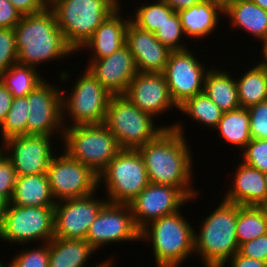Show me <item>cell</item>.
<instances>
[{"label": "cell", "instance_id": "obj_51", "mask_svg": "<svg viewBox=\"0 0 267 267\" xmlns=\"http://www.w3.org/2000/svg\"><path fill=\"white\" fill-rule=\"evenodd\" d=\"M255 4L264 10H267V0H252Z\"/></svg>", "mask_w": 267, "mask_h": 267}, {"label": "cell", "instance_id": "obj_17", "mask_svg": "<svg viewBox=\"0 0 267 267\" xmlns=\"http://www.w3.org/2000/svg\"><path fill=\"white\" fill-rule=\"evenodd\" d=\"M51 136L21 135L12 136L2 142L4 153L13 163L18 176L44 174L52 158Z\"/></svg>", "mask_w": 267, "mask_h": 267}, {"label": "cell", "instance_id": "obj_43", "mask_svg": "<svg viewBox=\"0 0 267 267\" xmlns=\"http://www.w3.org/2000/svg\"><path fill=\"white\" fill-rule=\"evenodd\" d=\"M21 13V15H34L47 8L42 0H8Z\"/></svg>", "mask_w": 267, "mask_h": 267}, {"label": "cell", "instance_id": "obj_9", "mask_svg": "<svg viewBox=\"0 0 267 267\" xmlns=\"http://www.w3.org/2000/svg\"><path fill=\"white\" fill-rule=\"evenodd\" d=\"M76 79L71 92L62 91L63 124L66 117L72 118L64 127L74 125L103 124L110 102V94L86 68ZM68 116H67V114ZM64 119L65 122H64ZM68 125V126H67Z\"/></svg>", "mask_w": 267, "mask_h": 267}, {"label": "cell", "instance_id": "obj_7", "mask_svg": "<svg viewBox=\"0 0 267 267\" xmlns=\"http://www.w3.org/2000/svg\"><path fill=\"white\" fill-rule=\"evenodd\" d=\"M156 118L139 110L124 95L112 96L106 111L105 126L122 149H138L154 140L168 126H155Z\"/></svg>", "mask_w": 267, "mask_h": 267}, {"label": "cell", "instance_id": "obj_37", "mask_svg": "<svg viewBox=\"0 0 267 267\" xmlns=\"http://www.w3.org/2000/svg\"><path fill=\"white\" fill-rule=\"evenodd\" d=\"M18 63L16 34L12 28H0V75Z\"/></svg>", "mask_w": 267, "mask_h": 267}, {"label": "cell", "instance_id": "obj_32", "mask_svg": "<svg viewBox=\"0 0 267 267\" xmlns=\"http://www.w3.org/2000/svg\"><path fill=\"white\" fill-rule=\"evenodd\" d=\"M267 234V220L256 206L238 205L236 238L238 245Z\"/></svg>", "mask_w": 267, "mask_h": 267}, {"label": "cell", "instance_id": "obj_48", "mask_svg": "<svg viewBox=\"0 0 267 267\" xmlns=\"http://www.w3.org/2000/svg\"><path fill=\"white\" fill-rule=\"evenodd\" d=\"M256 207L260 210L263 217L267 220V198L261 201Z\"/></svg>", "mask_w": 267, "mask_h": 267}, {"label": "cell", "instance_id": "obj_53", "mask_svg": "<svg viewBox=\"0 0 267 267\" xmlns=\"http://www.w3.org/2000/svg\"><path fill=\"white\" fill-rule=\"evenodd\" d=\"M114 7H116V9H121L120 5L121 2L120 0H108ZM120 2V3H119Z\"/></svg>", "mask_w": 267, "mask_h": 267}, {"label": "cell", "instance_id": "obj_4", "mask_svg": "<svg viewBox=\"0 0 267 267\" xmlns=\"http://www.w3.org/2000/svg\"><path fill=\"white\" fill-rule=\"evenodd\" d=\"M179 210L151 221L140 231V240L152 243L157 267H179L194 252V228Z\"/></svg>", "mask_w": 267, "mask_h": 267}, {"label": "cell", "instance_id": "obj_27", "mask_svg": "<svg viewBox=\"0 0 267 267\" xmlns=\"http://www.w3.org/2000/svg\"><path fill=\"white\" fill-rule=\"evenodd\" d=\"M49 267H84L96 251L83 239L52 238L49 242Z\"/></svg>", "mask_w": 267, "mask_h": 267}, {"label": "cell", "instance_id": "obj_21", "mask_svg": "<svg viewBox=\"0 0 267 267\" xmlns=\"http://www.w3.org/2000/svg\"><path fill=\"white\" fill-rule=\"evenodd\" d=\"M234 179L223 199L230 203L244 206H257L267 198L264 172L244 162L235 168Z\"/></svg>", "mask_w": 267, "mask_h": 267}, {"label": "cell", "instance_id": "obj_38", "mask_svg": "<svg viewBox=\"0 0 267 267\" xmlns=\"http://www.w3.org/2000/svg\"><path fill=\"white\" fill-rule=\"evenodd\" d=\"M242 152V162L261 172H267V139H251Z\"/></svg>", "mask_w": 267, "mask_h": 267}, {"label": "cell", "instance_id": "obj_14", "mask_svg": "<svg viewBox=\"0 0 267 267\" xmlns=\"http://www.w3.org/2000/svg\"><path fill=\"white\" fill-rule=\"evenodd\" d=\"M207 71L189 48L170 53L163 74L171 98L177 106L203 92Z\"/></svg>", "mask_w": 267, "mask_h": 267}, {"label": "cell", "instance_id": "obj_23", "mask_svg": "<svg viewBox=\"0 0 267 267\" xmlns=\"http://www.w3.org/2000/svg\"><path fill=\"white\" fill-rule=\"evenodd\" d=\"M223 15L234 29L242 28L259 42L267 39V10L252 0H229L223 5Z\"/></svg>", "mask_w": 267, "mask_h": 267}, {"label": "cell", "instance_id": "obj_50", "mask_svg": "<svg viewBox=\"0 0 267 267\" xmlns=\"http://www.w3.org/2000/svg\"><path fill=\"white\" fill-rule=\"evenodd\" d=\"M60 0H42L43 4L46 8L50 9Z\"/></svg>", "mask_w": 267, "mask_h": 267}, {"label": "cell", "instance_id": "obj_54", "mask_svg": "<svg viewBox=\"0 0 267 267\" xmlns=\"http://www.w3.org/2000/svg\"><path fill=\"white\" fill-rule=\"evenodd\" d=\"M1 258V257H0ZM5 263H3L1 260H0V267H10V265L8 264V265H5Z\"/></svg>", "mask_w": 267, "mask_h": 267}, {"label": "cell", "instance_id": "obj_57", "mask_svg": "<svg viewBox=\"0 0 267 267\" xmlns=\"http://www.w3.org/2000/svg\"><path fill=\"white\" fill-rule=\"evenodd\" d=\"M217 1H219V2H221L223 5L226 3V2H228L229 0H217Z\"/></svg>", "mask_w": 267, "mask_h": 267}, {"label": "cell", "instance_id": "obj_8", "mask_svg": "<svg viewBox=\"0 0 267 267\" xmlns=\"http://www.w3.org/2000/svg\"><path fill=\"white\" fill-rule=\"evenodd\" d=\"M103 181V182H102ZM105 183L107 201L128 204L149 184L144 159L138 149H122L98 175Z\"/></svg>", "mask_w": 267, "mask_h": 267}, {"label": "cell", "instance_id": "obj_52", "mask_svg": "<svg viewBox=\"0 0 267 267\" xmlns=\"http://www.w3.org/2000/svg\"><path fill=\"white\" fill-rule=\"evenodd\" d=\"M107 260H104L103 262L101 261V263L100 264L98 263V265H96V267H112L111 266V265H113L112 260H110V259H107Z\"/></svg>", "mask_w": 267, "mask_h": 267}, {"label": "cell", "instance_id": "obj_24", "mask_svg": "<svg viewBox=\"0 0 267 267\" xmlns=\"http://www.w3.org/2000/svg\"><path fill=\"white\" fill-rule=\"evenodd\" d=\"M178 13L185 36L189 39H204L218 27L219 15H223V4L217 0H203Z\"/></svg>", "mask_w": 267, "mask_h": 267}, {"label": "cell", "instance_id": "obj_56", "mask_svg": "<svg viewBox=\"0 0 267 267\" xmlns=\"http://www.w3.org/2000/svg\"><path fill=\"white\" fill-rule=\"evenodd\" d=\"M264 179H265V184H266V189H267V172L264 173Z\"/></svg>", "mask_w": 267, "mask_h": 267}, {"label": "cell", "instance_id": "obj_45", "mask_svg": "<svg viewBox=\"0 0 267 267\" xmlns=\"http://www.w3.org/2000/svg\"><path fill=\"white\" fill-rule=\"evenodd\" d=\"M13 98L9 89L0 80V124L10 111Z\"/></svg>", "mask_w": 267, "mask_h": 267}, {"label": "cell", "instance_id": "obj_36", "mask_svg": "<svg viewBox=\"0 0 267 267\" xmlns=\"http://www.w3.org/2000/svg\"><path fill=\"white\" fill-rule=\"evenodd\" d=\"M41 245L33 249L20 250L7 264L10 267H49V245Z\"/></svg>", "mask_w": 267, "mask_h": 267}, {"label": "cell", "instance_id": "obj_42", "mask_svg": "<svg viewBox=\"0 0 267 267\" xmlns=\"http://www.w3.org/2000/svg\"><path fill=\"white\" fill-rule=\"evenodd\" d=\"M21 13L8 0H0V28H12L21 20Z\"/></svg>", "mask_w": 267, "mask_h": 267}, {"label": "cell", "instance_id": "obj_22", "mask_svg": "<svg viewBox=\"0 0 267 267\" xmlns=\"http://www.w3.org/2000/svg\"><path fill=\"white\" fill-rule=\"evenodd\" d=\"M117 9L101 25L93 32L91 38L81 48L91 51L90 59H101L112 55L125 45L126 31L130 22L127 16L126 19L121 17ZM93 53V54H92Z\"/></svg>", "mask_w": 267, "mask_h": 267}, {"label": "cell", "instance_id": "obj_10", "mask_svg": "<svg viewBox=\"0 0 267 267\" xmlns=\"http://www.w3.org/2000/svg\"><path fill=\"white\" fill-rule=\"evenodd\" d=\"M54 238V207H25L7 203L0 223V240L24 245ZM5 240V241H4Z\"/></svg>", "mask_w": 267, "mask_h": 267}, {"label": "cell", "instance_id": "obj_39", "mask_svg": "<svg viewBox=\"0 0 267 267\" xmlns=\"http://www.w3.org/2000/svg\"><path fill=\"white\" fill-rule=\"evenodd\" d=\"M252 139H267V100L247 108Z\"/></svg>", "mask_w": 267, "mask_h": 267}, {"label": "cell", "instance_id": "obj_49", "mask_svg": "<svg viewBox=\"0 0 267 267\" xmlns=\"http://www.w3.org/2000/svg\"><path fill=\"white\" fill-rule=\"evenodd\" d=\"M6 206H7V202L2 197H0V223L5 213Z\"/></svg>", "mask_w": 267, "mask_h": 267}, {"label": "cell", "instance_id": "obj_16", "mask_svg": "<svg viewBox=\"0 0 267 267\" xmlns=\"http://www.w3.org/2000/svg\"><path fill=\"white\" fill-rule=\"evenodd\" d=\"M190 201L193 200L175 186L149 183L128 205L141 231L151 221L181 210Z\"/></svg>", "mask_w": 267, "mask_h": 267}, {"label": "cell", "instance_id": "obj_46", "mask_svg": "<svg viewBox=\"0 0 267 267\" xmlns=\"http://www.w3.org/2000/svg\"><path fill=\"white\" fill-rule=\"evenodd\" d=\"M169 5L175 12L182 9L190 8L194 5L201 3L203 0H162Z\"/></svg>", "mask_w": 267, "mask_h": 267}, {"label": "cell", "instance_id": "obj_34", "mask_svg": "<svg viewBox=\"0 0 267 267\" xmlns=\"http://www.w3.org/2000/svg\"><path fill=\"white\" fill-rule=\"evenodd\" d=\"M28 115L27 97H14L10 111L0 124L2 142L12 136L27 135Z\"/></svg>", "mask_w": 267, "mask_h": 267}, {"label": "cell", "instance_id": "obj_12", "mask_svg": "<svg viewBox=\"0 0 267 267\" xmlns=\"http://www.w3.org/2000/svg\"><path fill=\"white\" fill-rule=\"evenodd\" d=\"M61 89V90H60ZM62 88L43 80L26 97L28 101L27 135L53 137L60 130L63 139Z\"/></svg>", "mask_w": 267, "mask_h": 267}, {"label": "cell", "instance_id": "obj_20", "mask_svg": "<svg viewBox=\"0 0 267 267\" xmlns=\"http://www.w3.org/2000/svg\"><path fill=\"white\" fill-rule=\"evenodd\" d=\"M125 45L134 56L138 72L143 73H163L172 52L157 40L154 33L138 28L131 21Z\"/></svg>", "mask_w": 267, "mask_h": 267}, {"label": "cell", "instance_id": "obj_2", "mask_svg": "<svg viewBox=\"0 0 267 267\" xmlns=\"http://www.w3.org/2000/svg\"><path fill=\"white\" fill-rule=\"evenodd\" d=\"M14 31L19 64L37 68L46 61L75 54L67 44L51 9L34 15H22Z\"/></svg>", "mask_w": 267, "mask_h": 267}, {"label": "cell", "instance_id": "obj_11", "mask_svg": "<svg viewBox=\"0 0 267 267\" xmlns=\"http://www.w3.org/2000/svg\"><path fill=\"white\" fill-rule=\"evenodd\" d=\"M46 174L56 202L89 196L100 187L98 175L65 151L52 158Z\"/></svg>", "mask_w": 267, "mask_h": 267}, {"label": "cell", "instance_id": "obj_13", "mask_svg": "<svg viewBox=\"0 0 267 267\" xmlns=\"http://www.w3.org/2000/svg\"><path fill=\"white\" fill-rule=\"evenodd\" d=\"M86 241L95 250L109 243L141 241L130 206L107 202L90 225Z\"/></svg>", "mask_w": 267, "mask_h": 267}, {"label": "cell", "instance_id": "obj_6", "mask_svg": "<svg viewBox=\"0 0 267 267\" xmlns=\"http://www.w3.org/2000/svg\"><path fill=\"white\" fill-rule=\"evenodd\" d=\"M67 44L76 52L117 9L108 0H60L50 8Z\"/></svg>", "mask_w": 267, "mask_h": 267}, {"label": "cell", "instance_id": "obj_31", "mask_svg": "<svg viewBox=\"0 0 267 267\" xmlns=\"http://www.w3.org/2000/svg\"><path fill=\"white\" fill-rule=\"evenodd\" d=\"M178 110L201 125L215 129L223 116V111L204 93L186 99Z\"/></svg>", "mask_w": 267, "mask_h": 267}, {"label": "cell", "instance_id": "obj_55", "mask_svg": "<svg viewBox=\"0 0 267 267\" xmlns=\"http://www.w3.org/2000/svg\"><path fill=\"white\" fill-rule=\"evenodd\" d=\"M2 146V147H1ZM0 156L4 153V145H0Z\"/></svg>", "mask_w": 267, "mask_h": 267}, {"label": "cell", "instance_id": "obj_44", "mask_svg": "<svg viewBox=\"0 0 267 267\" xmlns=\"http://www.w3.org/2000/svg\"><path fill=\"white\" fill-rule=\"evenodd\" d=\"M228 262L230 267H267L266 262L246 257L244 255H241L239 252H236L221 267H225L226 263L228 264Z\"/></svg>", "mask_w": 267, "mask_h": 267}, {"label": "cell", "instance_id": "obj_33", "mask_svg": "<svg viewBox=\"0 0 267 267\" xmlns=\"http://www.w3.org/2000/svg\"><path fill=\"white\" fill-rule=\"evenodd\" d=\"M175 11L162 0L141 4L130 16V21L140 29L155 33Z\"/></svg>", "mask_w": 267, "mask_h": 267}, {"label": "cell", "instance_id": "obj_47", "mask_svg": "<svg viewBox=\"0 0 267 267\" xmlns=\"http://www.w3.org/2000/svg\"><path fill=\"white\" fill-rule=\"evenodd\" d=\"M261 45H262V53H260V54H262L263 56H262V58H263V60L261 61L260 60V62L258 63L261 67H263L264 69H266L267 70V39L266 40H263V41H261Z\"/></svg>", "mask_w": 267, "mask_h": 267}, {"label": "cell", "instance_id": "obj_29", "mask_svg": "<svg viewBox=\"0 0 267 267\" xmlns=\"http://www.w3.org/2000/svg\"><path fill=\"white\" fill-rule=\"evenodd\" d=\"M249 122L250 115L247 108L240 107L223 113L218 126L214 130H217L227 143L235 145L242 151L252 139Z\"/></svg>", "mask_w": 267, "mask_h": 267}, {"label": "cell", "instance_id": "obj_26", "mask_svg": "<svg viewBox=\"0 0 267 267\" xmlns=\"http://www.w3.org/2000/svg\"><path fill=\"white\" fill-rule=\"evenodd\" d=\"M208 69L203 92L225 113L240 108L236 79L226 69Z\"/></svg>", "mask_w": 267, "mask_h": 267}, {"label": "cell", "instance_id": "obj_40", "mask_svg": "<svg viewBox=\"0 0 267 267\" xmlns=\"http://www.w3.org/2000/svg\"><path fill=\"white\" fill-rule=\"evenodd\" d=\"M17 177L18 175L13 167V163L5 153H3L0 156V197L7 203L10 202L12 197Z\"/></svg>", "mask_w": 267, "mask_h": 267}, {"label": "cell", "instance_id": "obj_1", "mask_svg": "<svg viewBox=\"0 0 267 267\" xmlns=\"http://www.w3.org/2000/svg\"><path fill=\"white\" fill-rule=\"evenodd\" d=\"M183 127L180 122L169 125L138 150L144 159L149 183L175 186L195 201L199 193L191 183L193 155Z\"/></svg>", "mask_w": 267, "mask_h": 267}, {"label": "cell", "instance_id": "obj_18", "mask_svg": "<svg viewBox=\"0 0 267 267\" xmlns=\"http://www.w3.org/2000/svg\"><path fill=\"white\" fill-rule=\"evenodd\" d=\"M124 96L139 110L153 117L178 106L171 98L163 73L138 72L131 80Z\"/></svg>", "mask_w": 267, "mask_h": 267}, {"label": "cell", "instance_id": "obj_3", "mask_svg": "<svg viewBox=\"0 0 267 267\" xmlns=\"http://www.w3.org/2000/svg\"><path fill=\"white\" fill-rule=\"evenodd\" d=\"M194 233V252L205 267H221L238 252L236 223L238 204L221 200Z\"/></svg>", "mask_w": 267, "mask_h": 267}, {"label": "cell", "instance_id": "obj_35", "mask_svg": "<svg viewBox=\"0 0 267 267\" xmlns=\"http://www.w3.org/2000/svg\"><path fill=\"white\" fill-rule=\"evenodd\" d=\"M155 37L171 51L187 49V43H183L182 35H185L178 12H174L154 33Z\"/></svg>", "mask_w": 267, "mask_h": 267}, {"label": "cell", "instance_id": "obj_30", "mask_svg": "<svg viewBox=\"0 0 267 267\" xmlns=\"http://www.w3.org/2000/svg\"><path fill=\"white\" fill-rule=\"evenodd\" d=\"M37 68L16 63L0 75L13 97L27 96L44 79Z\"/></svg>", "mask_w": 267, "mask_h": 267}, {"label": "cell", "instance_id": "obj_41", "mask_svg": "<svg viewBox=\"0 0 267 267\" xmlns=\"http://www.w3.org/2000/svg\"><path fill=\"white\" fill-rule=\"evenodd\" d=\"M238 252L246 257L267 263V234L239 245Z\"/></svg>", "mask_w": 267, "mask_h": 267}, {"label": "cell", "instance_id": "obj_28", "mask_svg": "<svg viewBox=\"0 0 267 267\" xmlns=\"http://www.w3.org/2000/svg\"><path fill=\"white\" fill-rule=\"evenodd\" d=\"M236 79L240 107L249 108L267 100V70L259 64Z\"/></svg>", "mask_w": 267, "mask_h": 267}, {"label": "cell", "instance_id": "obj_25", "mask_svg": "<svg viewBox=\"0 0 267 267\" xmlns=\"http://www.w3.org/2000/svg\"><path fill=\"white\" fill-rule=\"evenodd\" d=\"M10 203L25 207H54L47 174L18 176Z\"/></svg>", "mask_w": 267, "mask_h": 267}, {"label": "cell", "instance_id": "obj_19", "mask_svg": "<svg viewBox=\"0 0 267 267\" xmlns=\"http://www.w3.org/2000/svg\"><path fill=\"white\" fill-rule=\"evenodd\" d=\"M88 63L86 68L113 96L124 95L138 73L134 56L126 45L108 57L88 59Z\"/></svg>", "mask_w": 267, "mask_h": 267}, {"label": "cell", "instance_id": "obj_15", "mask_svg": "<svg viewBox=\"0 0 267 267\" xmlns=\"http://www.w3.org/2000/svg\"><path fill=\"white\" fill-rule=\"evenodd\" d=\"M96 193L82 198L66 199L54 206V237L86 240L90 225L96 219L107 199ZM95 197V198H94Z\"/></svg>", "mask_w": 267, "mask_h": 267}, {"label": "cell", "instance_id": "obj_5", "mask_svg": "<svg viewBox=\"0 0 267 267\" xmlns=\"http://www.w3.org/2000/svg\"><path fill=\"white\" fill-rule=\"evenodd\" d=\"M62 140L63 151L87 165L96 175L122 150L104 123L65 127Z\"/></svg>", "mask_w": 267, "mask_h": 267}]
</instances>
